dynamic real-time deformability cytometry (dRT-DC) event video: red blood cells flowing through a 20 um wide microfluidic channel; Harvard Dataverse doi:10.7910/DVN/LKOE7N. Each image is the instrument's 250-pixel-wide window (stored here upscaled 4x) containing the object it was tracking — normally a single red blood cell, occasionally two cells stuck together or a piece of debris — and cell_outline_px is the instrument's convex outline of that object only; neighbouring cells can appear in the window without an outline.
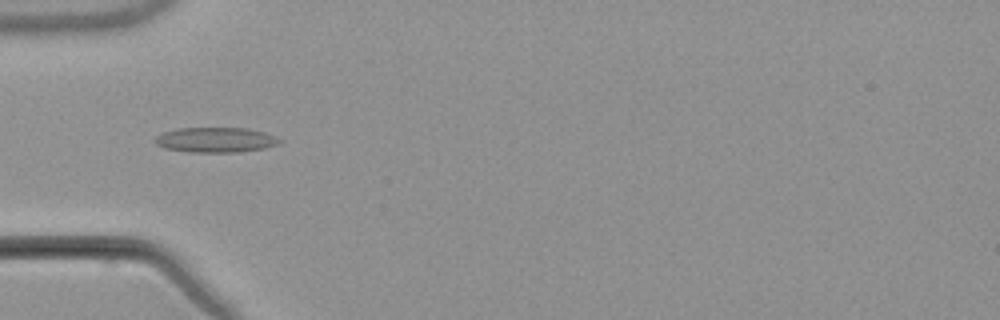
{"species": "common noctule bat (a hibernating species)", "species_latin": "Nyctalus noctula", "temperature_condition": "warm", "stored_images_in_passage": 3, "camera_frame_rate_fps": 3000, "um_per_image_px": 0.085, "animal": {"sex": "male", "body_mass_g": 21.5, "forearm_length_mm": 52.0}, "frame": {"image": 1, "passage_image": 2, "time_ms": 1.0, "image_size_px": [1000, 320], "cell_outline_px": [[280, 140], [276, 144], [264, 148], [240, 152], [188, 152], [164, 148], [156, 144], [156, 136], [164, 132], [176, 128], [244, 128], [264, 132], [276, 136]], "centroid_in_image_um": [18.3, 11.89], "position_along_channel_um": 66.7, "area_um2": 18.03}}
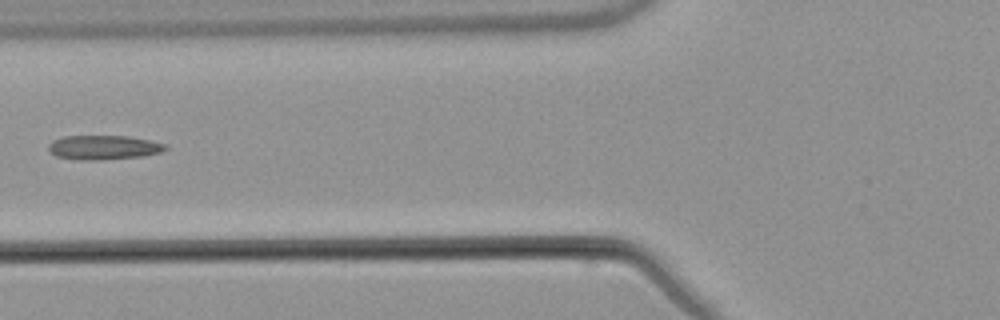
{"frame": {"image": 2, "passage_image": 3, "time_ms": 2.333, "image_size_px": [1000, 320], "cell_outline_px": [[168, 148], [160, 152], [144, 156], [104, 160], [76, 160], [56, 156], [48, 148], [48, 144], [52, 140], [64, 136], [128, 136], [168, 144]], "centroid_in_image_um": [8.81, 12.54], "position_along_channel_um": 117.0, "area_um2": 16.7}}